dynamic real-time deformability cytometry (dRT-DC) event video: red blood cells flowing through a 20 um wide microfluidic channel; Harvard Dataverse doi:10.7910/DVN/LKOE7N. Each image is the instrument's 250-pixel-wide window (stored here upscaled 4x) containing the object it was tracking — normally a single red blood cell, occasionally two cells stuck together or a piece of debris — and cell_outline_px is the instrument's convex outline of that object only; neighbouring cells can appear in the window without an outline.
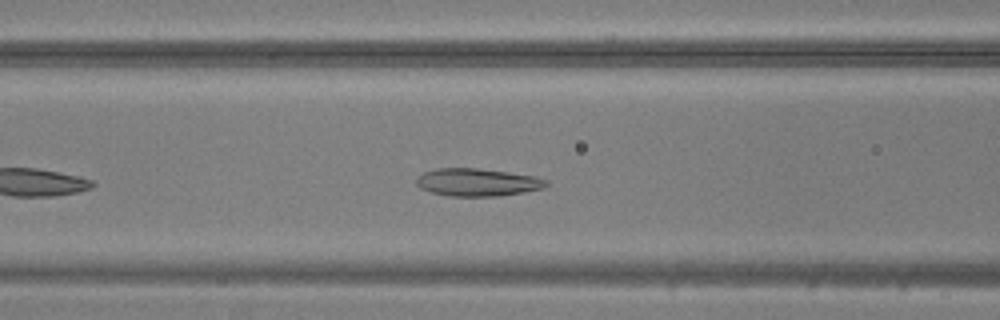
{"species": "common noctule bat (a hibernating species)", "species_latin": "Nyctalus noctula", "temperature_condition": "warm", "stored_images_in_passage": 36, "camera_frame_rate_fps": 3000, "um_per_image_px": 0.085, "animal": {"sex": "male", "body_mass_g": 20.5, "forearm_length_mm": 52.5}, "frame": {"image": 1, "passage_image": 9, "time_ms": 2.667, "image_size_px": [1000, 320], "cell_outline_px": [[548, 184], [544, 188], [524, 192], [496, 196], [452, 196], [432, 192], [420, 188], [416, 184], [416, 176], [424, 172], [436, 168], [476, 168], [536, 176], [548, 180]], "centroid_in_image_um": [40.57, 15.49], "position_along_channel_um": 126.0, "area_um2": 20.92}}
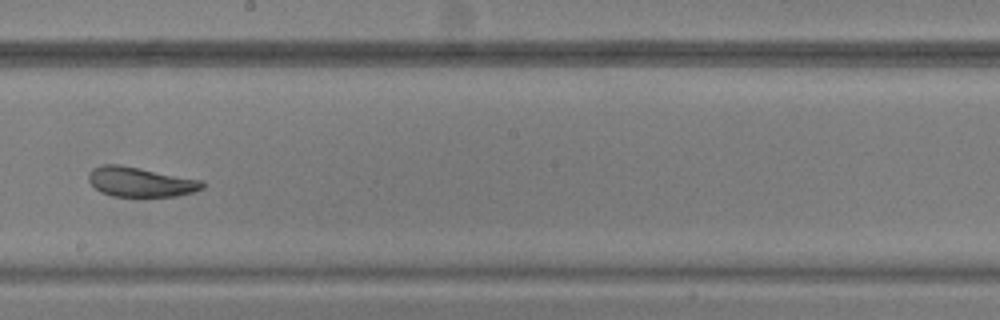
{"frame": {"image": 2, "passage_image": 17, "time_ms": 5.333, "image_size_px": [1000, 320], "cell_outline_px": [[204, 188], [192, 192], [176, 196], [112, 196], [100, 192], [88, 180], [88, 172], [92, 168], [100, 164], [120, 164], [204, 180]], "centroid_in_image_um": [11.93, 15.45], "position_along_channel_um": 236.3, "area_um2": 19.88}}
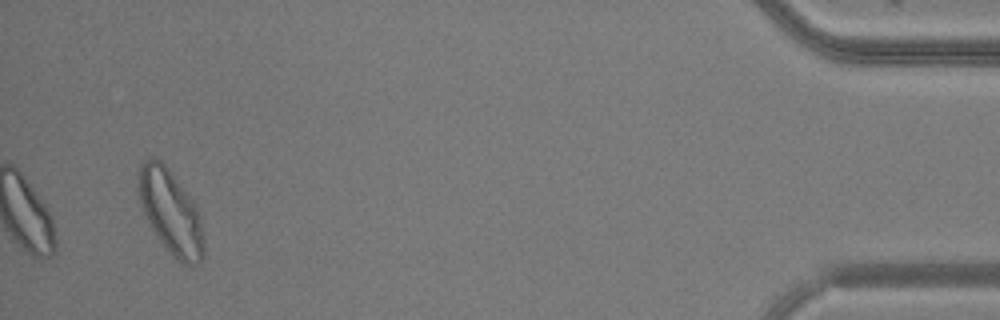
{"frame": {"image": 3, "passage_image": 36, "time_ms": 11.667, "image_size_px": [1000, 320], "cell_outline_px": [[204, 256], [192, 268], [184, 264], [160, 240], [148, 224], [144, 216], [140, 204], [136, 188], [136, 176], [140, 164], [144, 160], [152, 156], [156, 156], [168, 168], [192, 200], [200, 216], [204, 240]], "centroid_in_image_um": [14.46, 17.96], "position_along_channel_um": 420.7, "area_um2": 32.19}}